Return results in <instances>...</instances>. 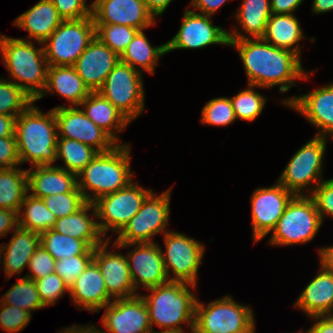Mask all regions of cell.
I'll use <instances>...</instances> for the list:
<instances>
[{
  "label": "cell",
  "mask_w": 333,
  "mask_h": 333,
  "mask_svg": "<svg viewBox=\"0 0 333 333\" xmlns=\"http://www.w3.org/2000/svg\"><path fill=\"white\" fill-rule=\"evenodd\" d=\"M228 35L229 46L239 52L249 85L260 88L278 85L280 92L285 93L295 85V80L308 79L296 53L273 46L263 38H250L237 28Z\"/></svg>",
  "instance_id": "1"
},
{
  "label": "cell",
  "mask_w": 333,
  "mask_h": 333,
  "mask_svg": "<svg viewBox=\"0 0 333 333\" xmlns=\"http://www.w3.org/2000/svg\"><path fill=\"white\" fill-rule=\"evenodd\" d=\"M32 103L16 117L15 136L20 163L31 167L53 165L56 162L58 141L54 110L44 114Z\"/></svg>",
  "instance_id": "2"
},
{
  "label": "cell",
  "mask_w": 333,
  "mask_h": 333,
  "mask_svg": "<svg viewBox=\"0 0 333 333\" xmlns=\"http://www.w3.org/2000/svg\"><path fill=\"white\" fill-rule=\"evenodd\" d=\"M189 287L194 290L196 285L169 281L147 289L151 294L142 298L149 311L152 331L155 324L163 329L157 333H185L180 326L183 322L191 332L194 330L197 298Z\"/></svg>",
  "instance_id": "3"
},
{
  "label": "cell",
  "mask_w": 333,
  "mask_h": 333,
  "mask_svg": "<svg viewBox=\"0 0 333 333\" xmlns=\"http://www.w3.org/2000/svg\"><path fill=\"white\" fill-rule=\"evenodd\" d=\"M130 148L128 144L120 143L111 151L98 153L77 174L78 189L87 202L93 203L98 198L121 190L132 182L135 174L132 175L130 168ZM87 190H90V193Z\"/></svg>",
  "instance_id": "4"
},
{
  "label": "cell",
  "mask_w": 333,
  "mask_h": 333,
  "mask_svg": "<svg viewBox=\"0 0 333 333\" xmlns=\"http://www.w3.org/2000/svg\"><path fill=\"white\" fill-rule=\"evenodd\" d=\"M0 54L12 81L36 100L47 82L48 63L44 48H35L32 40L0 35ZM15 79V80H14Z\"/></svg>",
  "instance_id": "5"
},
{
  "label": "cell",
  "mask_w": 333,
  "mask_h": 333,
  "mask_svg": "<svg viewBox=\"0 0 333 333\" xmlns=\"http://www.w3.org/2000/svg\"><path fill=\"white\" fill-rule=\"evenodd\" d=\"M253 314L250 307L234 301L230 295L212 300L208 305L197 299L194 331L196 333H255Z\"/></svg>",
  "instance_id": "6"
},
{
  "label": "cell",
  "mask_w": 333,
  "mask_h": 333,
  "mask_svg": "<svg viewBox=\"0 0 333 333\" xmlns=\"http://www.w3.org/2000/svg\"><path fill=\"white\" fill-rule=\"evenodd\" d=\"M322 223L314 200L308 194L295 195L272 230L269 244H306L316 236Z\"/></svg>",
  "instance_id": "7"
},
{
  "label": "cell",
  "mask_w": 333,
  "mask_h": 333,
  "mask_svg": "<svg viewBox=\"0 0 333 333\" xmlns=\"http://www.w3.org/2000/svg\"><path fill=\"white\" fill-rule=\"evenodd\" d=\"M95 36L92 14L86 18L63 20L43 43L48 66H74Z\"/></svg>",
  "instance_id": "8"
},
{
  "label": "cell",
  "mask_w": 333,
  "mask_h": 333,
  "mask_svg": "<svg viewBox=\"0 0 333 333\" xmlns=\"http://www.w3.org/2000/svg\"><path fill=\"white\" fill-rule=\"evenodd\" d=\"M327 139L314 136L305 143L290 159L277 182L294 195H305L303 190L309 188V195L322 180L323 158Z\"/></svg>",
  "instance_id": "9"
},
{
  "label": "cell",
  "mask_w": 333,
  "mask_h": 333,
  "mask_svg": "<svg viewBox=\"0 0 333 333\" xmlns=\"http://www.w3.org/2000/svg\"><path fill=\"white\" fill-rule=\"evenodd\" d=\"M171 188L155 194L151 191L136 213L119 232L115 244L153 243L152 237L165 230L169 225ZM157 195V196H156Z\"/></svg>",
  "instance_id": "10"
},
{
  "label": "cell",
  "mask_w": 333,
  "mask_h": 333,
  "mask_svg": "<svg viewBox=\"0 0 333 333\" xmlns=\"http://www.w3.org/2000/svg\"><path fill=\"white\" fill-rule=\"evenodd\" d=\"M142 79L141 71L119 61L98 92L132 122L145 111Z\"/></svg>",
  "instance_id": "11"
},
{
  "label": "cell",
  "mask_w": 333,
  "mask_h": 333,
  "mask_svg": "<svg viewBox=\"0 0 333 333\" xmlns=\"http://www.w3.org/2000/svg\"><path fill=\"white\" fill-rule=\"evenodd\" d=\"M152 189H144L137 182H130L126 187L104 195L93 202L95 210L92 216L101 219L98 222L103 236L111 229L119 233L130 219L138 213L142 202Z\"/></svg>",
  "instance_id": "12"
},
{
  "label": "cell",
  "mask_w": 333,
  "mask_h": 333,
  "mask_svg": "<svg viewBox=\"0 0 333 333\" xmlns=\"http://www.w3.org/2000/svg\"><path fill=\"white\" fill-rule=\"evenodd\" d=\"M163 236L166 253L162 250V254L169 281L197 285L198 268L201 265L205 246L175 231H168ZM170 271L174 275L171 278Z\"/></svg>",
  "instance_id": "13"
},
{
  "label": "cell",
  "mask_w": 333,
  "mask_h": 333,
  "mask_svg": "<svg viewBox=\"0 0 333 333\" xmlns=\"http://www.w3.org/2000/svg\"><path fill=\"white\" fill-rule=\"evenodd\" d=\"M57 121L58 137L74 139L96 149L99 153L111 151L118 144L94 124L79 106L53 108Z\"/></svg>",
  "instance_id": "14"
},
{
  "label": "cell",
  "mask_w": 333,
  "mask_h": 333,
  "mask_svg": "<svg viewBox=\"0 0 333 333\" xmlns=\"http://www.w3.org/2000/svg\"><path fill=\"white\" fill-rule=\"evenodd\" d=\"M294 196L278 182L271 187H261L254 191L251 195L254 242H258L272 232L287 204Z\"/></svg>",
  "instance_id": "15"
},
{
  "label": "cell",
  "mask_w": 333,
  "mask_h": 333,
  "mask_svg": "<svg viewBox=\"0 0 333 333\" xmlns=\"http://www.w3.org/2000/svg\"><path fill=\"white\" fill-rule=\"evenodd\" d=\"M210 17L186 9L178 33L166 42L167 53L176 49H199L212 44L229 46L228 30L213 25Z\"/></svg>",
  "instance_id": "16"
},
{
  "label": "cell",
  "mask_w": 333,
  "mask_h": 333,
  "mask_svg": "<svg viewBox=\"0 0 333 333\" xmlns=\"http://www.w3.org/2000/svg\"><path fill=\"white\" fill-rule=\"evenodd\" d=\"M137 245L129 251L127 257L130 276L135 287L149 289L169 282L161 247L156 243L115 244V248H125Z\"/></svg>",
  "instance_id": "17"
},
{
  "label": "cell",
  "mask_w": 333,
  "mask_h": 333,
  "mask_svg": "<svg viewBox=\"0 0 333 333\" xmlns=\"http://www.w3.org/2000/svg\"><path fill=\"white\" fill-rule=\"evenodd\" d=\"M101 318L106 333H150L152 332L148 308L142 295L118 298L105 307Z\"/></svg>",
  "instance_id": "18"
},
{
  "label": "cell",
  "mask_w": 333,
  "mask_h": 333,
  "mask_svg": "<svg viewBox=\"0 0 333 333\" xmlns=\"http://www.w3.org/2000/svg\"><path fill=\"white\" fill-rule=\"evenodd\" d=\"M90 5L94 24H119L141 31L155 23L144 0H94Z\"/></svg>",
  "instance_id": "19"
},
{
  "label": "cell",
  "mask_w": 333,
  "mask_h": 333,
  "mask_svg": "<svg viewBox=\"0 0 333 333\" xmlns=\"http://www.w3.org/2000/svg\"><path fill=\"white\" fill-rule=\"evenodd\" d=\"M110 238L95 247L93 261L97 264L105 282L106 290L113 299L129 298L138 295L133 285L127 257L107 251Z\"/></svg>",
  "instance_id": "20"
},
{
  "label": "cell",
  "mask_w": 333,
  "mask_h": 333,
  "mask_svg": "<svg viewBox=\"0 0 333 333\" xmlns=\"http://www.w3.org/2000/svg\"><path fill=\"white\" fill-rule=\"evenodd\" d=\"M319 128L316 136L333 138V83L312 92L282 101Z\"/></svg>",
  "instance_id": "21"
},
{
  "label": "cell",
  "mask_w": 333,
  "mask_h": 333,
  "mask_svg": "<svg viewBox=\"0 0 333 333\" xmlns=\"http://www.w3.org/2000/svg\"><path fill=\"white\" fill-rule=\"evenodd\" d=\"M119 61L120 56L95 36L76 60L74 68L89 90L96 92Z\"/></svg>",
  "instance_id": "22"
},
{
  "label": "cell",
  "mask_w": 333,
  "mask_h": 333,
  "mask_svg": "<svg viewBox=\"0 0 333 333\" xmlns=\"http://www.w3.org/2000/svg\"><path fill=\"white\" fill-rule=\"evenodd\" d=\"M70 297L78 309L97 312L114 300L107 292L97 264L92 261L69 287Z\"/></svg>",
  "instance_id": "23"
},
{
  "label": "cell",
  "mask_w": 333,
  "mask_h": 333,
  "mask_svg": "<svg viewBox=\"0 0 333 333\" xmlns=\"http://www.w3.org/2000/svg\"><path fill=\"white\" fill-rule=\"evenodd\" d=\"M28 192L43 199L50 195L73 192L77 186V175L53 165L34 166L27 169Z\"/></svg>",
  "instance_id": "24"
},
{
  "label": "cell",
  "mask_w": 333,
  "mask_h": 333,
  "mask_svg": "<svg viewBox=\"0 0 333 333\" xmlns=\"http://www.w3.org/2000/svg\"><path fill=\"white\" fill-rule=\"evenodd\" d=\"M294 306L309 317L333 315V274L322 265Z\"/></svg>",
  "instance_id": "25"
},
{
  "label": "cell",
  "mask_w": 333,
  "mask_h": 333,
  "mask_svg": "<svg viewBox=\"0 0 333 333\" xmlns=\"http://www.w3.org/2000/svg\"><path fill=\"white\" fill-rule=\"evenodd\" d=\"M63 19L51 0H40L29 10L18 16L14 25L29 34L24 40L35 39L40 45L56 30Z\"/></svg>",
  "instance_id": "26"
},
{
  "label": "cell",
  "mask_w": 333,
  "mask_h": 333,
  "mask_svg": "<svg viewBox=\"0 0 333 333\" xmlns=\"http://www.w3.org/2000/svg\"><path fill=\"white\" fill-rule=\"evenodd\" d=\"M80 106H83L81 110L94 124L105 131L117 144L121 142L116 134L123 131L130 121L108 99L98 91L91 92Z\"/></svg>",
  "instance_id": "27"
},
{
  "label": "cell",
  "mask_w": 333,
  "mask_h": 333,
  "mask_svg": "<svg viewBox=\"0 0 333 333\" xmlns=\"http://www.w3.org/2000/svg\"><path fill=\"white\" fill-rule=\"evenodd\" d=\"M54 92L66 98L72 106H79L91 93L74 66H48L46 87L35 102Z\"/></svg>",
  "instance_id": "28"
},
{
  "label": "cell",
  "mask_w": 333,
  "mask_h": 333,
  "mask_svg": "<svg viewBox=\"0 0 333 333\" xmlns=\"http://www.w3.org/2000/svg\"><path fill=\"white\" fill-rule=\"evenodd\" d=\"M9 244L1 245L3 256V268L6 278H12L14 274L20 273L28 267V263L40 246V234L30 230L17 227L13 230Z\"/></svg>",
  "instance_id": "29"
},
{
  "label": "cell",
  "mask_w": 333,
  "mask_h": 333,
  "mask_svg": "<svg viewBox=\"0 0 333 333\" xmlns=\"http://www.w3.org/2000/svg\"><path fill=\"white\" fill-rule=\"evenodd\" d=\"M90 210L96 211L95 206L87 202L75 213L58 218L52 229L63 235L84 240L91 248H95L108 239L102 235L98 221L90 217Z\"/></svg>",
  "instance_id": "30"
},
{
  "label": "cell",
  "mask_w": 333,
  "mask_h": 333,
  "mask_svg": "<svg viewBox=\"0 0 333 333\" xmlns=\"http://www.w3.org/2000/svg\"><path fill=\"white\" fill-rule=\"evenodd\" d=\"M265 41L278 48L296 53L300 57L301 47L294 46L304 37L298 18L294 14H273L267 22Z\"/></svg>",
  "instance_id": "31"
},
{
  "label": "cell",
  "mask_w": 333,
  "mask_h": 333,
  "mask_svg": "<svg viewBox=\"0 0 333 333\" xmlns=\"http://www.w3.org/2000/svg\"><path fill=\"white\" fill-rule=\"evenodd\" d=\"M167 53L166 43L152 47L143 30L139 31L120 55V61L132 68L154 74L155 66L162 55ZM142 70H139V68Z\"/></svg>",
  "instance_id": "32"
},
{
  "label": "cell",
  "mask_w": 333,
  "mask_h": 333,
  "mask_svg": "<svg viewBox=\"0 0 333 333\" xmlns=\"http://www.w3.org/2000/svg\"><path fill=\"white\" fill-rule=\"evenodd\" d=\"M27 169L12 167L0 169V208L19 213L28 194Z\"/></svg>",
  "instance_id": "33"
},
{
  "label": "cell",
  "mask_w": 333,
  "mask_h": 333,
  "mask_svg": "<svg viewBox=\"0 0 333 333\" xmlns=\"http://www.w3.org/2000/svg\"><path fill=\"white\" fill-rule=\"evenodd\" d=\"M235 15L250 38H262L272 15L270 0H243Z\"/></svg>",
  "instance_id": "34"
},
{
  "label": "cell",
  "mask_w": 333,
  "mask_h": 333,
  "mask_svg": "<svg viewBox=\"0 0 333 333\" xmlns=\"http://www.w3.org/2000/svg\"><path fill=\"white\" fill-rule=\"evenodd\" d=\"M56 220V216L46 207L43 199L30 194L25 196L18 213V227L41 234L52 229Z\"/></svg>",
  "instance_id": "35"
},
{
  "label": "cell",
  "mask_w": 333,
  "mask_h": 333,
  "mask_svg": "<svg viewBox=\"0 0 333 333\" xmlns=\"http://www.w3.org/2000/svg\"><path fill=\"white\" fill-rule=\"evenodd\" d=\"M99 152L93 147L74 139L58 137L56 161L62 158L64 166H57L76 175L89 164Z\"/></svg>",
  "instance_id": "36"
},
{
  "label": "cell",
  "mask_w": 333,
  "mask_h": 333,
  "mask_svg": "<svg viewBox=\"0 0 333 333\" xmlns=\"http://www.w3.org/2000/svg\"><path fill=\"white\" fill-rule=\"evenodd\" d=\"M40 244L56 261L74 255L94 254L95 250V248H91L84 240L63 235L53 229L40 234Z\"/></svg>",
  "instance_id": "37"
},
{
  "label": "cell",
  "mask_w": 333,
  "mask_h": 333,
  "mask_svg": "<svg viewBox=\"0 0 333 333\" xmlns=\"http://www.w3.org/2000/svg\"><path fill=\"white\" fill-rule=\"evenodd\" d=\"M4 304L24 309L32 314V311L44 308L35 281L22 277L1 297Z\"/></svg>",
  "instance_id": "38"
},
{
  "label": "cell",
  "mask_w": 333,
  "mask_h": 333,
  "mask_svg": "<svg viewBox=\"0 0 333 333\" xmlns=\"http://www.w3.org/2000/svg\"><path fill=\"white\" fill-rule=\"evenodd\" d=\"M35 100L10 80L0 78V114L17 117Z\"/></svg>",
  "instance_id": "39"
},
{
  "label": "cell",
  "mask_w": 333,
  "mask_h": 333,
  "mask_svg": "<svg viewBox=\"0 0 333 333\" xmlns=\"http://www.w3.org/2000/svg\"><path fill=\"white\" fill-rule=\"evenodd\" d=\"M256 86L249 85L248 88L240 91L230 98L236 119L243 121L255 120L263 111L266 104V97L254 90Z\"/></svg>",
  "instance_id": "40"
},
{
  "label": "cell",
  "mask_w": 333,
  "mask_h": 333,
  "mask_svg": "<svg viewBox=\"0 0 333 333\" xmlns=\"http://www.w3.org/2000/svg\"><path fill=\"white\" fill-rule=\"evenodd\" d=\"M96 37L119 56L140 31L134 27L119 24H95Z\"/></svg>",
  "instance_id": "41"
},
{
  "label": "cell",
  "mask_w": 333,
  "mask_h": 333,
  "mask_svg": "<svg viewBox=\"0 0 333 333\" xmlns=\"http://www.w3.org/2000/svg\"><path fill=\"white\" fill-rule=\"evenodd\" d=\"M201 113V123L206 125L227 126L236 120L230 97L211 99Z\"/></svg>",
  "instance_id": "42"
},
{
  "label": "cell",
  "mask_w": 333,
  "mask_h": 333,
  "mask_svg": "<svg viewBox=\"0 0 333 333\" xmlns=\"http://www.w3.org/2000/svg\"><path fill=\"white\" fill-rule=\"evenodd\" d=\"M43 200L57 219L75 213L87 203L78 187L73 192L50 195Z\"/></svg>",
  "instance_id": "43"
},
{
  "label": "cell",
  "mask_w": 333,
  "mask_h": 333,
  "mask_svg": "<svg viewBox=\"0 0 333 333\" xmlns=\"http://www.w3.org/2000/svg\"><path fill=\"white\" fill-rule=\"evenodd\" d=\"M93 256L94 254H81L57 260L55 263V272L70 287L93 261Z\"/></svg>",
  "instance_id": "44"
},
{
  "label": "cell",
  "mask_w": 333,
  "mask_h": 333,
  "mask_svg": "<svg viewBox=\"0 0 333 333\" xmlns=\"http://www.w3.org/2000/svg\"><path fill=\"white\" fill-rule=\"evenodd\" d=\"M35 284L44 307L54 305L59 297L69 292V287L56 272L35 280Z\"/></svg>",
  "instance_id": "45"
},
{
  "label": "cell",
  "mask_w": 333,
  "mask_h": 333,
  "mask_svg": "<svg viewBox=\"0 0 333 333\" xmlns=\"http://www.w3.org/2000/svg\"><path fill=\"white\" fill-rule=\"evenodd\" d=\"M0 327L9 333H18L30 322L32 314L16 306L4 304L0 300Z\"/></svg>",
  "instance_id": "46"
},
{
  "label": "cell",
  "mask_w": 333,
  "mask_h": 333,
  "mask_svg": "<svg viewBox=\"0 0 333 333\" xmlns=\"http://www.w3.org/2000/svg\"><path fill=\"white\" fill-rule=\"evenodd\" d=\"M55 263L56 260L40 244L28 263V268L32 273L27 274L25 277L35 281L54 273Z\"/></svg>",
  "instance_id": "47"
},
{
  "label": "cell",
  "mask_w": 333,
  "mask_h": 333,
  "mask_svg": "<svg viewBox=\"0 0 333 333\" xmlns=\"http://www.w3.org/2000/svg\"><path fill=\"white\" fill-rule=\"evenodd\" d=\"M309 196L314 200L322 222L327 214L333 217V178L323 180Z\"/></svg>",
  "instance_id": "48"
},
{
  "label": "cell",
  "mask_w": 333,
  "mask_h": 333,
  "mask_svg": "<svg viewBox=\"0 0 333 333\" xmlns=\"http://www.w3.org/2000/svg\"><path fill=\"white\" fill-rule=\"evenodd\" d=\"M63 20H76L91 15L86 0H51Z\"/></svg>",
  "instance_id": "49"
},
{
  "label": "cell",
  "mask_w": 333,
  "mask_h": 333,
  "mask_svg": "<svg viewBox=\"0 0 333 333\" xmlns=\"http://www.w3.org/2000/svg\"><path fill=\"white\" fill-rule=\"evenodd\" d=\"M20 164L16 136L0 138V169L12 168Z\"/></svg>",
  "instance_id": "50"
},
{
  "label": "cell",
  "mask_w": 333,
  "mask_h": 333,
  "mask_svg": "<svg viewBox=\"0 0 333 333\" xmlns=\"http://www.w3.org/2000/svg\"><path fill=\"white\" fill-rule=\"evenodd\" d=\"M18 227V213L0 208V238Z\"/></svg>",
  "instance_id": "51"
},
{
  "label": "cell",
  "mask_w": 333,
  "mask_h": 333,
  "mask_svg": "<svg viewBox=\"0 0 333 333\" xmlns=\"http://www.w3.org/2000/svg\"><path fill=\"white\" fill-rule=\"evenodd\" d=\"M303 0H270L273 14H295Z\"/></svg>",
  "instance_id": "52"
},
{
  "label": "cell",
  "mask_w": 333,
  "mask_h": 333,
  "mask_svg": "<svg viewBox=\"0 0 333 333\" xmlns=\"http://www.w3.org/2000/svg\"><path fill=\"white\" fill-rule=\"evenodd\" d=\"M229 0H192L190 6L198 9L200 14L212 16Z\"/></svg>",
  "instance_id": "53"
},
{
  "label": "cell",
  "mask_w": 333,
  "mask_h": 333,
  "mask_svg": "<svg viewBox=\"0 0 333 333\" xmlns=\"http://www.w3.org/2000/svg\"><path fill=\"white\" fill-rule=\"evenodd\" d=\"M312 318L316 322L305 333H333V315Z\"/></svg>",
  "instance_id": "54"
},
{
  "label": "cell",
  "mask_w": 333,
  "mask_h": 333,
  "mask_svg": "<svg viewBox=\"0 0 333 333\" xmlns=\"http://www.w3.org/2000/svg\"><path fill=\"white\" fill-rule=\"evenodd\" d=\"M16 117L0 114V138L15 136Z\"/></svg>",
  "instance_id": "55"
},
{
  "label": "cell",
  "mask_w": 333,
  "mask_h": 333,
  "mask_svg": "<svg viewBox=\"0 0 333 333\" xmlns=\"http://www.w3.org/2000/svg\"><path fill=\"white\" fill-rule=\"evenodd\" d=\"M172 0H144L148 11L156 18L162 15Z\"/></svg>",
  "instance_id": "56"
},
{
  "label": "cell",
  "mask_w": 333,
  "mask_h": 333,
  "mask_svg": "<svg viewBox=\"0 0 333 333\" xmlns=\"http://www.w3.org/2000/svg\"><path fill=\"white\" fill-rule=\"evenodd\" d=\"M320 264L333 274V246L323 247L319 251Z\"/></svg>",
  "instance_id": "57"
},
{
  "label": "cell",
  "mask_w": 333,
  "mask_h": 333,
  "mask_svg": "<svg viewBox=\"0 0 333 333\" xmlns=\"http://www.w3.org/2000/svg\"><path fill=\"white\" fill-rule=\"evenodd\" d=\"M59 333H106L104 330L98 329L97 326H89V325H72L67 328H64L61 332Z\"/></svg>",
  "instance_id": "58"
},
{
  "label": "cell",
  "mask_w": 333,
  "mask_h": 333,
  "mask_svg": "<svg viewBox=\"0 0 333 333\" xmlns=\"http://www.w3.org/2000/svg\"><path fill=\"white\" fill-rule=\"evenodd\" d=\"M312 10L315 14H321L333 10V0H313Z\"/></svg>",
  "instance_id": "59"
}]
</instances>
